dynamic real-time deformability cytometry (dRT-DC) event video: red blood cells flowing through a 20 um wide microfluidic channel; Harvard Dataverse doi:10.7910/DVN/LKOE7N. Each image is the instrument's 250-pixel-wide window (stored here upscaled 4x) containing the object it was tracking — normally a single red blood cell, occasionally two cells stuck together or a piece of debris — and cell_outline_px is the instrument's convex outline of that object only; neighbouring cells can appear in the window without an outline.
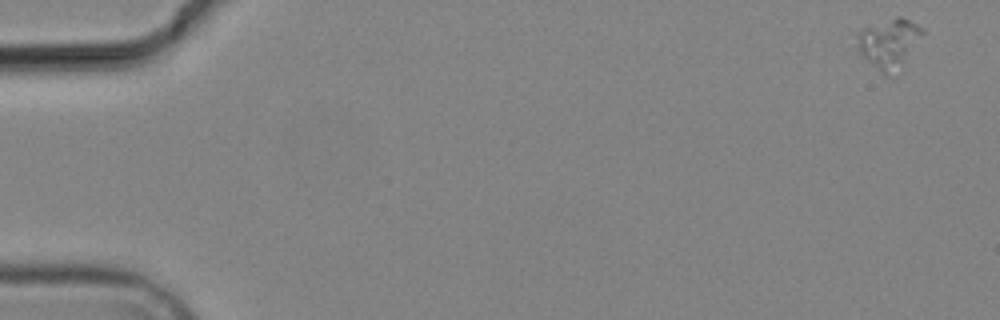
{"species": "common noctule bat (a hibernating species)", "species_latin": "Nyctalus noctula", "temperature_condition": "cold", "stored_images_in_passage": 6, "camera_frame_rate_fps": 3000, "um_per_image_px": 0.085, "animal": {"sex": "male", "body_mass_g": 19.2, "forearm_length_mm": 51.8}, "frame": {"image": 1, "passage_image": 1, "time_ms": 0.0, "image_size_px": [1000, 320], "cell_outline_px": [[924, 32], [888, 76], [884, 76], [860, 56], [856, 44], [856, 36], [864, 28], [896, 16], [900, 16], [924, 28]], "centroid_in_image_um": [75.45, 3.64], "position_along_channel_um": 9.5, "area_um2": 17.92}}
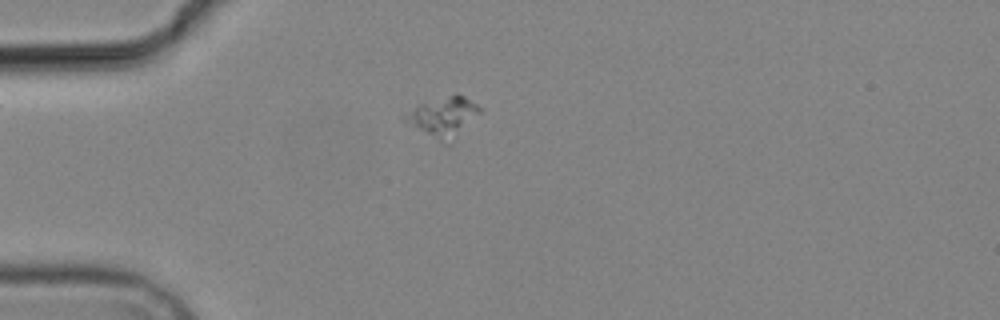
{"frame": {"image": 2, "passage_image": 5, "time_ms": 4.667, "image_size_px": [1000, 320], "cell_outline_px": [[484, 112], [452, 144], [444, 144], [408, 124], [400, 116], [420, 104], [456, 92], [464, 96], [476, 104]], "centroid_in_image_um": [37.75, 9.96], "position_along_channel_um": 47.2, "area_um2": 17.98}}